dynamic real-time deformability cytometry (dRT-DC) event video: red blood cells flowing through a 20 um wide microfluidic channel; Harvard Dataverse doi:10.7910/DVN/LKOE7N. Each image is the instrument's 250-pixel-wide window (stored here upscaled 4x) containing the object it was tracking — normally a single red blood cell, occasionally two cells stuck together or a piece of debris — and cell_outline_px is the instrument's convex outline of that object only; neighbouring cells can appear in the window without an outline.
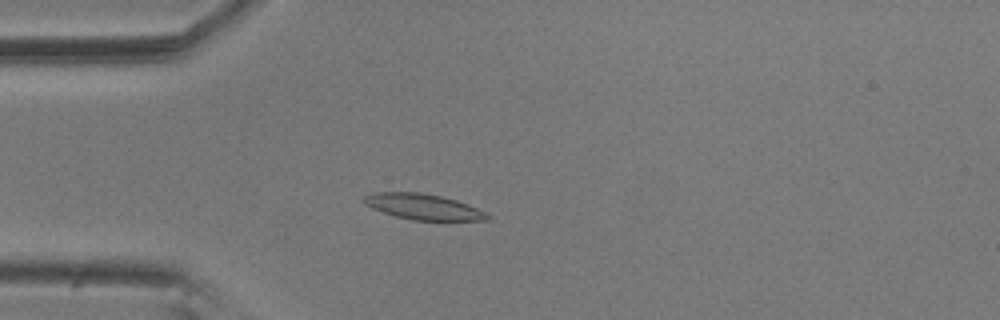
{"species": "common noctule bat (a hibernating species)", "species_latin": "Nyctalus noctula", "temperature_condition": "room temperature", "stored_images_in_passage": 32, "camera_frame_rate_fps": 3000, "um_per_image_px": 0.085, "animal": {"sex": "male", "body_mass_g": 20.5, "forearm_length_mm": 52.5}, "frame": {"image": 1, "passage_image": 15, "time_ms": 4.667, "image_size_px": [1000, 320], "cell_outline_px": [[492, 216], [488, 220], [412, 220], [396, 216], [372, 208], [364, 204], [364, 196], [372, 192], [420, 192], [440, 196], [456, 200], [468, 204]], "centroid_in_image_um": [35.96, 17.57], "position_along_channel_um": 49.0, "area_um2": 18.32}}
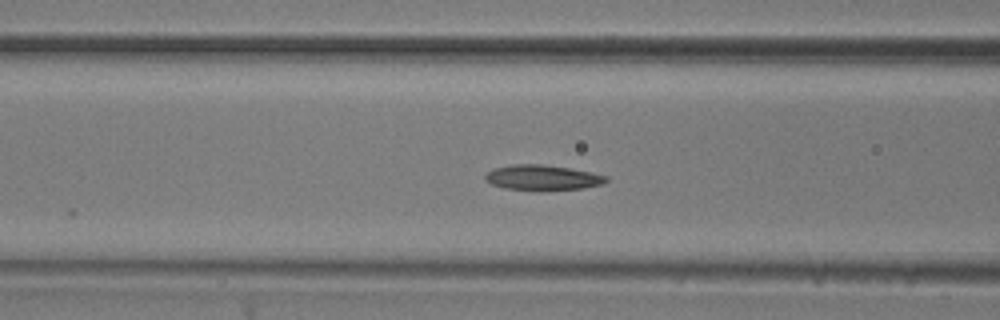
{"frame": {"image": 2, "passage_image": 22, "time_ms": 7.0, "image_size_px": [1000, 320], "cell_outline_px": [[608, 180], [604, 184], [584, 188], [540, 192], [504, 188], [492, 184], [484, 180], [484, 176], [488, 172], [496, 168], [512, 164], [544, 164], [592, 172], [608, 176]], "centroid_in_image_um": [46.14, 15.12], "position_along_channel_um": 120.5, "area_um2": 18.26}}
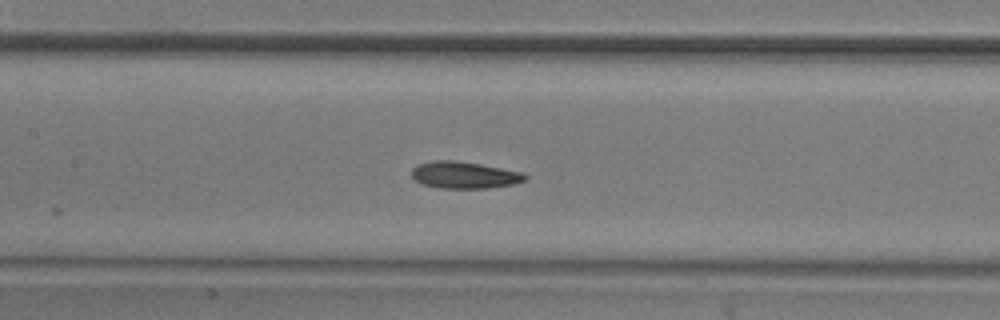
{"frame": {"image": 3, "passage_image": 26, "time_ms": 8.333, "image_size_px": [1000, 320], "cell_outline_px": [[528, 176], [524, 180], [512, 184], [488, 188], [440, 188], [424, 184], [416, 180], [412, 176], [412, 168], [416, 164], [432, 160], [456, 160], [480, 164], [524, 172]], "centroid_in_image_um": [39.46, 14.86], "position_along_channel_um": 167.9, "area_um2": 17.74}}